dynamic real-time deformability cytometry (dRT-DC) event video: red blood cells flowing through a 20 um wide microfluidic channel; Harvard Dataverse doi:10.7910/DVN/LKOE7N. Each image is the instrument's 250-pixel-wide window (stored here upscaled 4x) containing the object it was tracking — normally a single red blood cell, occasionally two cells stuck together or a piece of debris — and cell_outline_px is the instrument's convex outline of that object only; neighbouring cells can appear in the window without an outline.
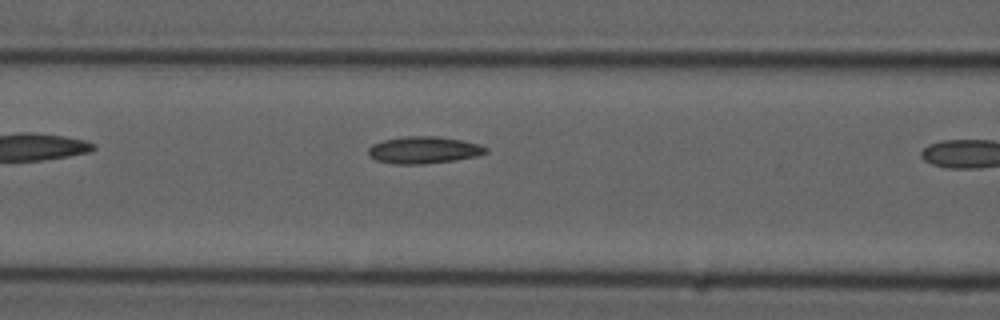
{"species": "common noctule bat (a hibernating species)", "species_latin": "Nyctalus noctula", "temperature_condition": "cold", "stored_images_in_passage": 7, "camera_frame_rate_fps": 3000, "um_per_image_px": 0.085, "animal": {"sex": "male", "forearm_length_mm": 52.5}, "frame": {"image": 1, "passage_image": 6, "time_ms": 1.667, "image_size_px": [1000, 320], "cell_outline_px": [[488, 152], [476, 156], [456, 160], [424, 164], [396, 164], [376, 160], [368, 152], [368, 148], [372, 144], [384, 140], [404, 136], [436, 136], [460, 140], [476, 144], [488, 148]], "centroid_in_image_um": [36.01, 12.75], "position_along_channel_um": 130.6, "area_um2": 18.32}}